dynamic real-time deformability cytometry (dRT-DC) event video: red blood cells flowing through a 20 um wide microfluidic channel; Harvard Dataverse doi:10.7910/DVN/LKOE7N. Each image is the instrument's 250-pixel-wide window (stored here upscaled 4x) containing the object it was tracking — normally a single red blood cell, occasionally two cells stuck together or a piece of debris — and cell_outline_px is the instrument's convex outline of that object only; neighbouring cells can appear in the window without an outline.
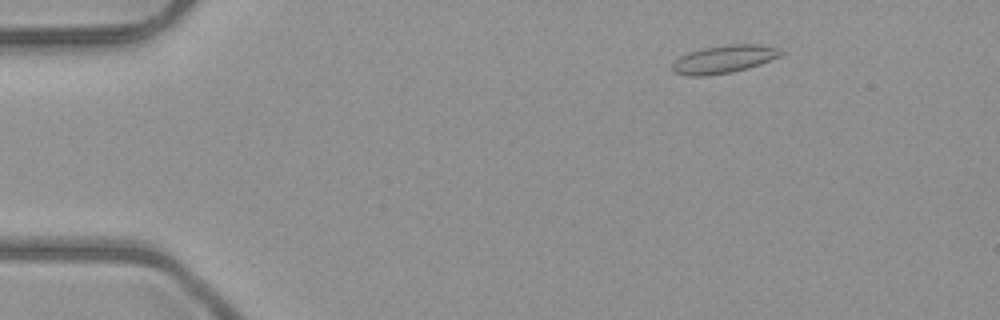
{"species": "common noctule bat (a hibernating species)", "species_latin": "Nyctalus noctula", "temperature_condition": "room temperature", "stored_images_in_passage": 46, "camera_frame_rate_fps": 3000, "um_per_image_px": 0.085, "animal": {"sex": "male", "body_mass_g": 23.1, "forearm_length_mm": 52.7}, "frame": {"image": 1, "passage_image": 2, "time_ms": 0.333, "image_size_px": [1000, 320], "cell_outline_px": [[784, 52], [780, 56], [760, 64], [748, 68], [732, 72], [704, 76], [688, 76], [672, 72], [672, 64], [680, 56], [688, 52], [704, 48], [728, 44], [760, 44], [776, 48]], "centroid_in_image_um": [61.51, 5.03], "position_along_channel_um": 23.5, "area_um2": 17.63}}
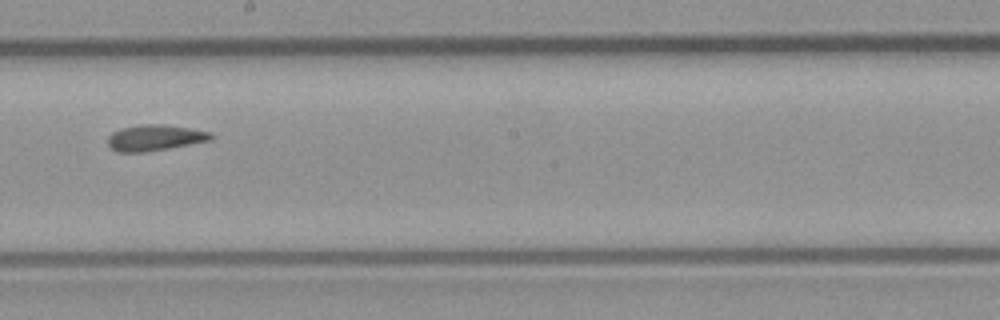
{"frame": {"image": 2, "passage_image": 24, "time_ms": 7.667, "image_size_px": [1000, 320], "cell_outline_px": [[212, 140], [148, 152], [116, 152], [108, 144], [108, 136], [112, 132], [120, 128], [140, 124], [164, 124], [192, 128], [212, 132]], "centroid_in_image_um": [13.17, 11.7], "position_along_channel_um": 235.0, "area_um2": 15.84}}
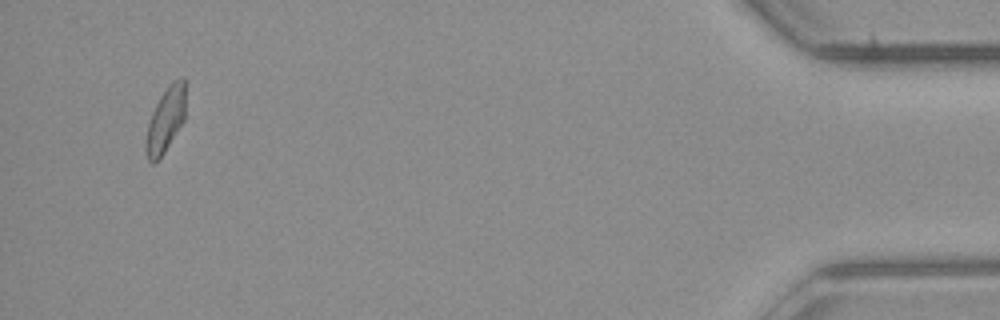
{"frame": {"image": 3, "passage_image": 44, "time_ms": 14.333, "image_size_px": [1000, 320], "cell_outline_px": [[184, 120], [164, 152], [152, 164], [148, 160], [144, 144], [148, 124], [152, 112], [160, 96], [168, 84], [172, 80], [180, 76], [184, 76]], "centroid_in_image_um": [14.06, 10.15], "position_along_channel_um": 421.1, "area_um2": 14.85}, "authors_computed_cell_mechanics": {"area_um2": 15.4904, "velocity_mm_per_s": 4.0097, "shape_relaxation_time_tau1_ms": 10.7477, "shape_relaxation_time_tau2_ms": 1.8531, "deformation_change_tau1": 0.212, "deformation_change_tau2": 0.0764}}